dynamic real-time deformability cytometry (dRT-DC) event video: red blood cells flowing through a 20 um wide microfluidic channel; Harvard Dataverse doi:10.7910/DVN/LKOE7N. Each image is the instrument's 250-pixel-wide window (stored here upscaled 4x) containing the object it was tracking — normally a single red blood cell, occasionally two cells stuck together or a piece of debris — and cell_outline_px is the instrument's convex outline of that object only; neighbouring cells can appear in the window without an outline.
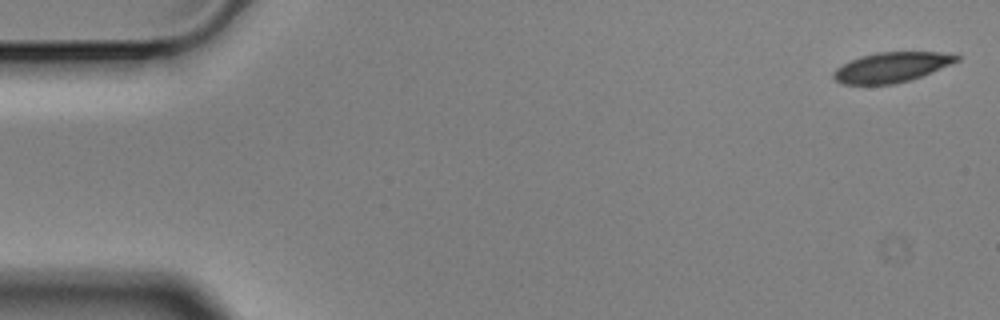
{"species": "Egyptian fruit bat (a non-hibernating species)", "species_latin": "Rousettus aegyptiacus", "temperature_condition": "cold", "stored_images_in_passage": 5, "camera_frame_rate_fps": 3000, "um_per_image_px": 0.085, "animal": {"sex": "male"}, "frame": {"image": 1, "passage_image": 1, "time_ms": 0.0, "image_size_px": [1000, 320], "cell_outline_px": [[960, 60], [920, 76], [908, 80], [892, 84], [840, 84], [832, 76], [832, 72], [836, 68], [860, 56], [876, 52], [956, 52], [960, 56]], "centroid_in_image_um": [75.79, 5.7], "position_along_channel_um": 9.2, "area_um2": 21.44}}
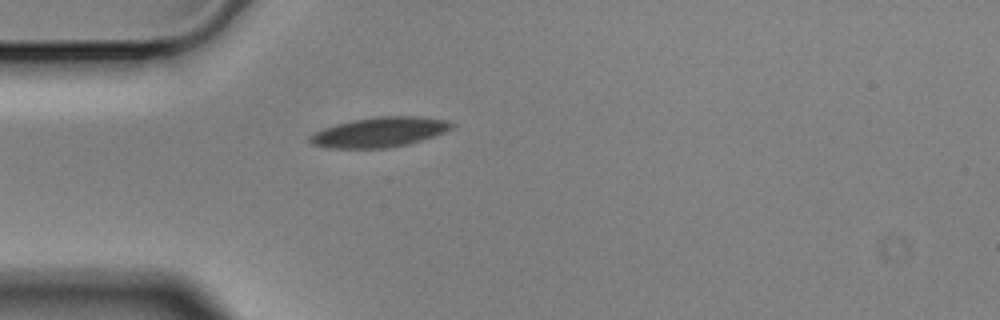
{"frame": {"image": 2, "passage_image": 5, "time_ms": 1.333, "image_size_px": [1000, 320], "cell_outline_px": [[456, 124], [452, 128], [444, 132], [408, 144], [388, 148], [328, 148], [312, 144], [308, 140], [308, 136], [324, 128], [336, 124], [352, 120], [376, 116], [416, 116], [448, 120]], "centroid_in_image_um": [32.25, 11.23], "position_along_channel_um": 52.7, "area_um2": 24.68}}